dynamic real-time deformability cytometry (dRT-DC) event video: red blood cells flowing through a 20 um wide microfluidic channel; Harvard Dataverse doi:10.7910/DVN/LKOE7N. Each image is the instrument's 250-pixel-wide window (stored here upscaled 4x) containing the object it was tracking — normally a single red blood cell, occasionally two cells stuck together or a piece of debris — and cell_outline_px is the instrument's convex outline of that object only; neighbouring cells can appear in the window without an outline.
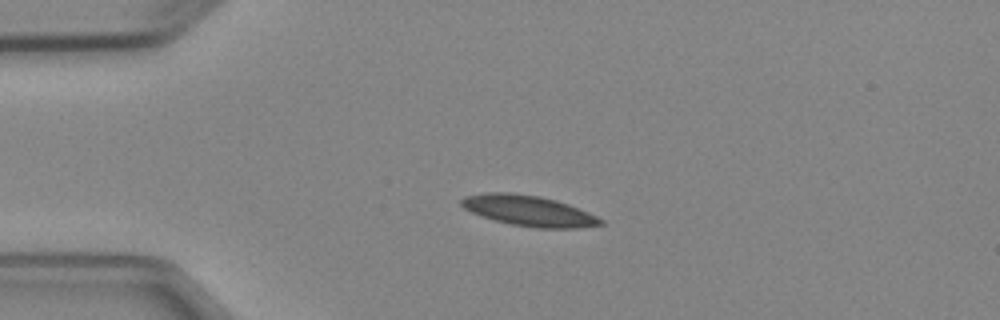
{"species": "Egyptian fruit bat (a non-hibernating species)", "species_latin": "Rousettus aegyptiacus", "temperature_condition": "cold", "stored_images_in_passage": 4, "camera_frame_rate_fps": 3000, "um_per_image_px": 0.085, "animal": {"sex": "female"}, "frame": {"image": 1, "passage_image": 3, "time_ms": 2.333, "image_size_px": [1000, 320], "cell_outline_px": [[604, 224], [576, 228], [536, 228], [512, 224], [496, 220], [472, 212], [464, 208], [460, 204], [460, 200], [464, 196], [484, 192], [512, 192], [540, 196], [556, 200], [568, 204], [588, 212], [604, 220]], "centroid_in_image_um": [44.94, 17.9], "position_along_channel_um": 40.1, "area_um2": 24.74}}